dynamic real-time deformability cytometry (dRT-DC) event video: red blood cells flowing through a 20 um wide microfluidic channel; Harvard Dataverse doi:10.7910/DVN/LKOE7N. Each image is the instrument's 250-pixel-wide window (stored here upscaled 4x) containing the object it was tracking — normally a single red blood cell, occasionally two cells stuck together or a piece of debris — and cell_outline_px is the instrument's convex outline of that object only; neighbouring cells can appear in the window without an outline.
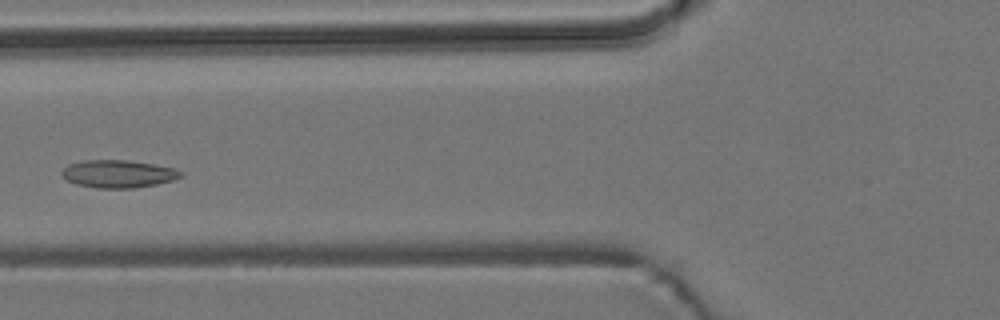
{"species": "common noctule bat (a hibernating species)", "species_latin": "Nyctalus noctula", "temperature_condition": "room temperature", "stored_images_in_passage": 5, "camera_frame_rate_fps": 3000, "um_per_image_px": 0.085, "animal": {"sex": "male", "body_mass_g": 19.2, "forearm_length_mm": 51.8}, "frame": {"image": 1, "passage_image": 4, "time_ms": 4.333, "image_size_px": [1000, 320], "cell_outline_px": [[184, 176], [172, 180], [156, 184], [132, 188], [96, 188], [76, 184], [68, 180], [60, 172], [68, 164], [84, 160], [128, 160], [152, 164], [172, 168], [184, 172]], "centroid_in_image_um": [10.05, 14.77], "position_along_channel_um": 115.8, "area_um2": 19.07}}
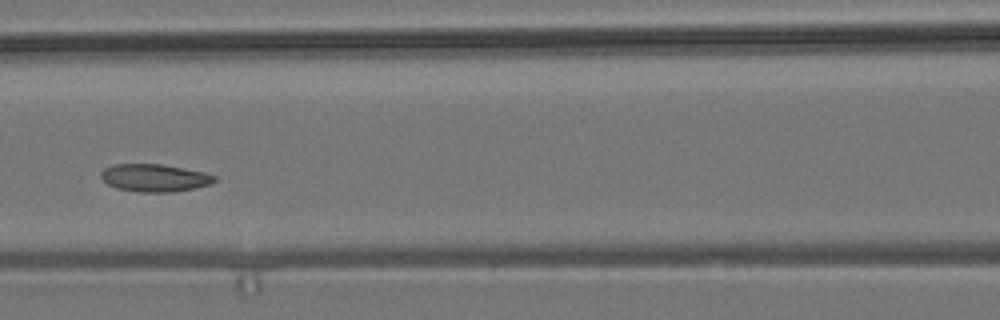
{"frame": {"image": 2, "passage_image": 5, "time_ms": 5.333, "image_size_px": [1000, 320], "cell_outline_px": [[216, 180], [212, 184], [196, 188], [176, 192], [140, 192], [116, 188], [108, 184], [100, 176], [100, 172], [104, 168], [112, 164], [160, 164], [204, 172], [216, 176]], "centroid_in_image_um": [13.14, 15.12], "position_along_channel_um": 153.5, "area_um2": 18.38}}